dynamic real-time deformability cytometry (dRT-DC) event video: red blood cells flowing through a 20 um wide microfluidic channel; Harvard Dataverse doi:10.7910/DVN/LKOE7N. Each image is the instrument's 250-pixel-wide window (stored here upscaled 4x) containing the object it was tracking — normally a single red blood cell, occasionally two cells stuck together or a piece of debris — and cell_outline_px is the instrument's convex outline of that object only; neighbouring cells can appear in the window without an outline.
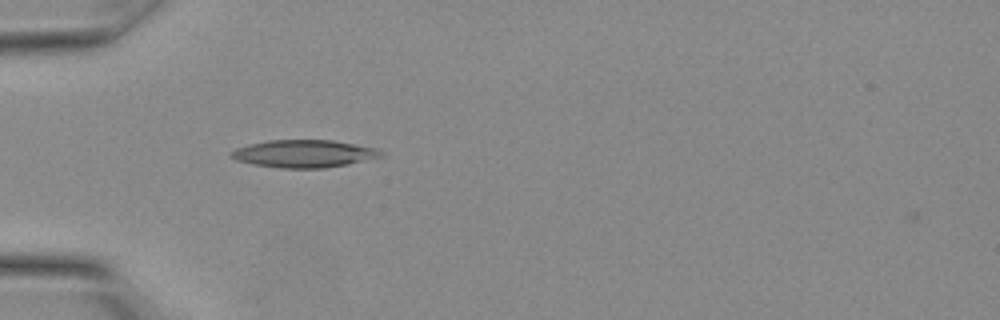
{"species": "Egyptian fruit bat (a non-hibernating species)", "species_latin": "Rousettus aegyptiacus", "temperature_condition": "warm", "stored_images_in_passage": 3, "camera_frame_rate_fps": 3000, "um_per_image_px": 0.085, "animal": {"sex": "female"}, "frame": {"image": 1, "passage_image": 1, "time_ms": 0.0, "image_size_px": [1000, 320], "cell_outline_px": [[384, 156], [348, 164], [324, 168], [280, 168], [252, 164], [236, 160], [228, 156], [228, 152], [236, 148], [268, 140], [332, 140], [376, 148], [384, 152]], "centroid_in_image_um": [25.82, 13.06], "position_along_channel_um": 59.2, "area_um2": 24.1}}
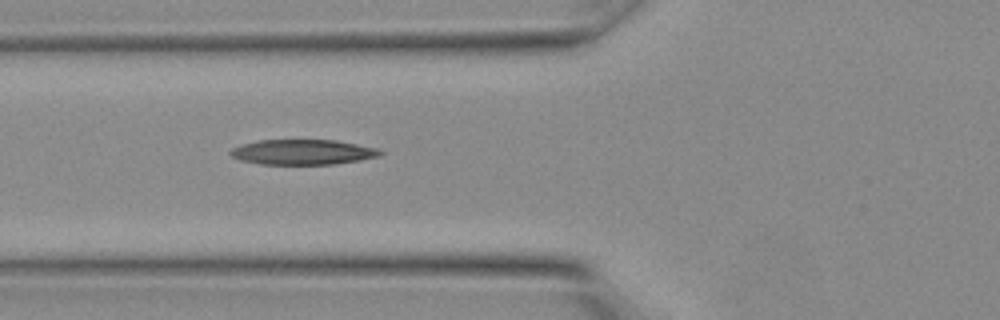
{"frame": {"image": 2, "passage_image": 3, "time_ms": 0.667, "image_size_px": [1000, 320], "cell_outline_px": [[384, 152], [380, 156], [360, 160], [332, 164], [260, 164], [240, 160], [232, 156], [228, 152], [232, 148], [240, 144], [260, 140], [336, 140], [380, 148]], "centroid_in_image_um": [25.75, 12.92], "position_along_channel_um": 100.0, "area_um2": 22.08}}